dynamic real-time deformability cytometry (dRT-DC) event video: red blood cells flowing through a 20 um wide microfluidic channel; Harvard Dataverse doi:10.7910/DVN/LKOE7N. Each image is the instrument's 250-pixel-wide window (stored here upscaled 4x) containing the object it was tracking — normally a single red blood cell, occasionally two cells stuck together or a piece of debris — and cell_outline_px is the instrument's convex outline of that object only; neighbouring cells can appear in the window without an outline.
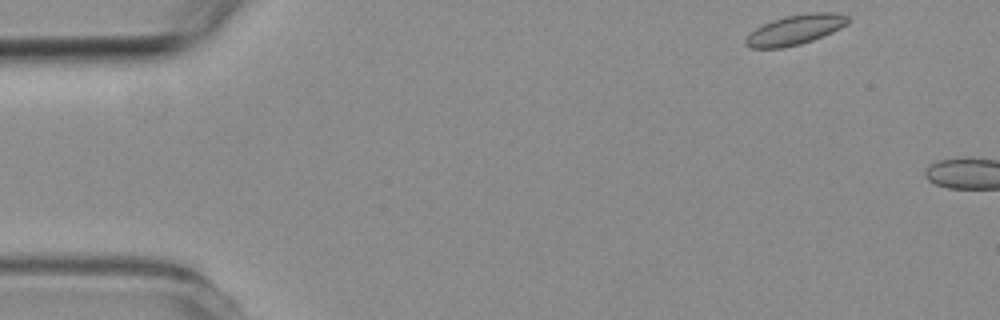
{"species": "common noctule bat (a hibernating species)", "species_latin": "Nyctalus noctula", "temperature_condition": "room temperature", "stored_images_in_passage": 2, "camera_frame_rate_fps": 3000, "um_per_image_px": 0.085, "animal": {"sex": "female", "body_mass_g": 19.3, "forearm_length_mm": 54.1}, "frame": {"image": 1, "passage_image": 1, "time_ms": 0.0, "image_size_px": [1000, 320], "cell_outline_px": [[848, 24], [832, 32], [812, 40], [800, 44], [784, 48], [752, 48], [744, 44], [744, 40], [756, 28], [772, 20], [784, 16], [816, 12], [836, 12], [848, 16]], "centroid_in_image_um": [67.6, 2.53], "position_along_channel_um": 17.4, "area_um2": 17.69}}